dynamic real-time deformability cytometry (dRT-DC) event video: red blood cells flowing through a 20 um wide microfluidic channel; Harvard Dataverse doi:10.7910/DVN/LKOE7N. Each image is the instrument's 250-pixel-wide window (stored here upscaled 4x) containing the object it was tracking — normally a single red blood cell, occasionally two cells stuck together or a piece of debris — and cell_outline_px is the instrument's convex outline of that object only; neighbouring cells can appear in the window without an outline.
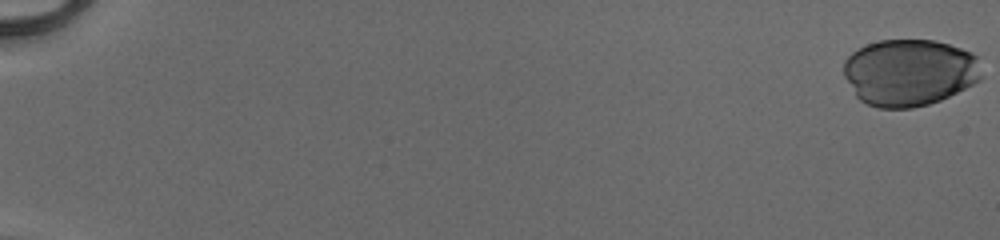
{"species": "human", "species_latin": "Homo sapiens", "temperature_condition": "cold", "stored_images_in_passage": 53, "camera_frame_rate_fps": 3000, "um_per_image_px": 0.085, "donor": {"sex": "male"}, "frame": {"image": 1, "passage_image": 1, "time_ms": 0.0, "image_size_px": [1000, 240], "cell_outline_px": [[984, 76], [980, 80], [940, 100], [928, 104], [912, 108], [876, 108], [860, 100], [856, 96], [844, 76], [844, 60], [852, 52], [868, 44], [880, 40], [936, 40], [972, 52], [976, 56]], "centroid_in_image_um": [77.3, 6.16], "position_along_channel_um": 7.7, "area_um2": 53.81}}
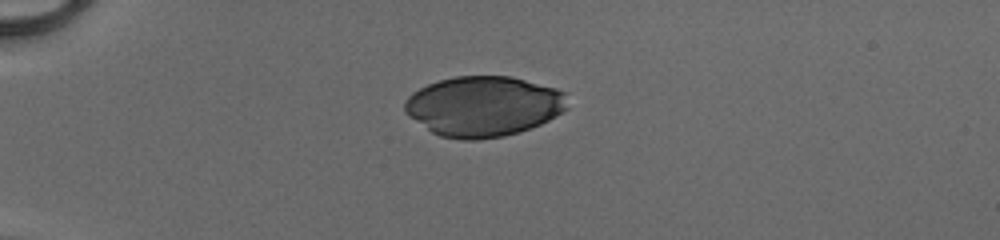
{"frame": {"image": 2, "passage_image": 16, "time_ms": 5.0, "image_size_px": [1000, 240], "cell_outline_px": [[568, 108], [556, 116], [540, 124], [520, 132], [504, 136], [476, 140], [460, 140], [440, 136], [432, 132], [408, 116], [404, 112], [404, 100], [412, 92], [428, 84], [440, 80], [456, 76], [512, 76], [556, 88], [564, 92]], "centroid_in_image_um": [41.08, 9.03], "position_along_channel_um": 43.9, "area_um2": 57.4}}